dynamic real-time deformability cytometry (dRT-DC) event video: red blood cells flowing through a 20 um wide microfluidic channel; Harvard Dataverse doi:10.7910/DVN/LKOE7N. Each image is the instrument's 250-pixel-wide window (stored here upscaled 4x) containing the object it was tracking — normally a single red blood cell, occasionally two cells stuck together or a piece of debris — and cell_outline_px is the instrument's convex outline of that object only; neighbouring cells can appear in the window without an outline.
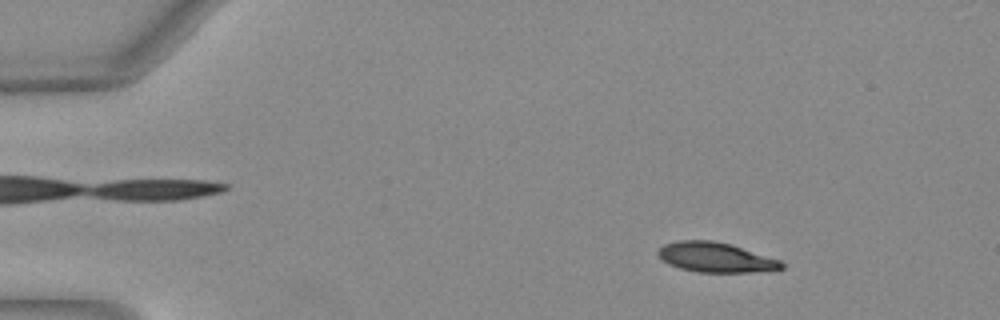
{"species": "Egyptian fruit bat (a non-hibernating species)", "species_latin": "Rousettus aegyptiacus", "temperature_condition": "warm", "stored_images_in_passage": 18, "camera_frame_rate_fps": 3000, "um_per_image_px": 0.085, "animal": {"sex": "female"}, "frame": {"image": 1, "passage_image": 7, "time_ms": 2.0, "image_size_px": [1000, 320], "cell_outline_px": [[784, 268], [752, 272], [696, 272], [680, 268], [668, 264], [660, 260], [656, 252], [664, 244], [680, 240], [712, 240], [732, 244], [780, 260], [784, 264]], "centroid_in_image_um": [60.79, 21.87], "position_along_channel_um": 24.2, "area_um2": 21.56}}
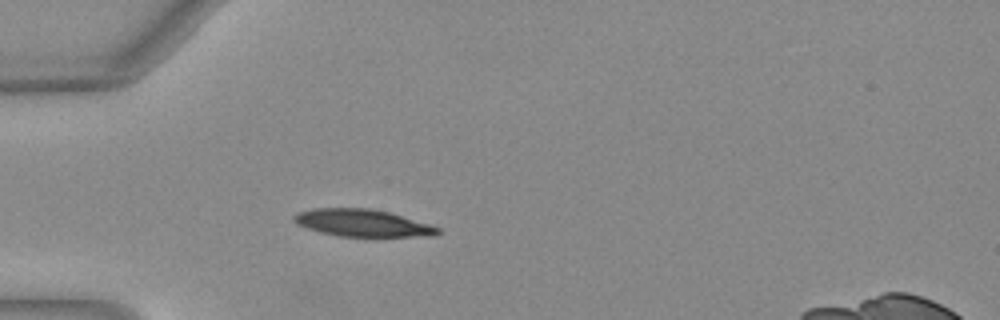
{"frame": {"image": 2, "passage_image": 15, "time_ms": 4.667, "image_size_px": [1000, 320], "cell_outline_px": [[440, 232], [436, 236], [340, 236], [320, 232], [296, 224], [292, 220], [292, 216], [296, 212], [312, 208], [368, 208], [388, 212], [428, 224], [440, 228]], "centroid_in_image_um": [30.75, 18.94], "position_along_channel_um": 54.3, "area_um2": 22.66}}